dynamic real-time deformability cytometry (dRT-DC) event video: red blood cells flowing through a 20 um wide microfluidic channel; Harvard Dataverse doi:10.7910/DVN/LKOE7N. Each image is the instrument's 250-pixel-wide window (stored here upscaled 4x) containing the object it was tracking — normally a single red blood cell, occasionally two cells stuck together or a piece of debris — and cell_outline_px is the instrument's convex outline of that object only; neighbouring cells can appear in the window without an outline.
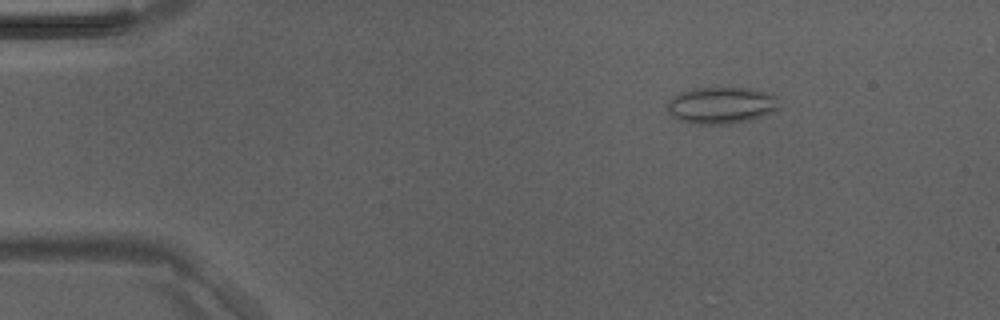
{"species": "Egyptian fruit bat (a non-hibernating species)", "species_latin": "Rousettus aegyptiacus", "temperature_condition": "room temperature", "stored_images_in_passage": 18, "camera_frame_rate_fps": 3000, "um_per_image_px": 0.085, "animal": {"sex": "male"}, "frame": {"image": 1, "passage_image": 3, "time_ms": 0.667, "image_size_px": [1000, 320], "cell_outline_px": [[780, 108], [772, 112], [752, 120], [732, 124], [688, 124], [672, 116], [668, 112], [668, 100], [680, 92], [696, 88], [748, 88], [764, 92], [776, 96]], "centroid_in_image_um": [61.3, 8.97], "position_along_channel_um": 23.7, "area_um2": 24.04}}
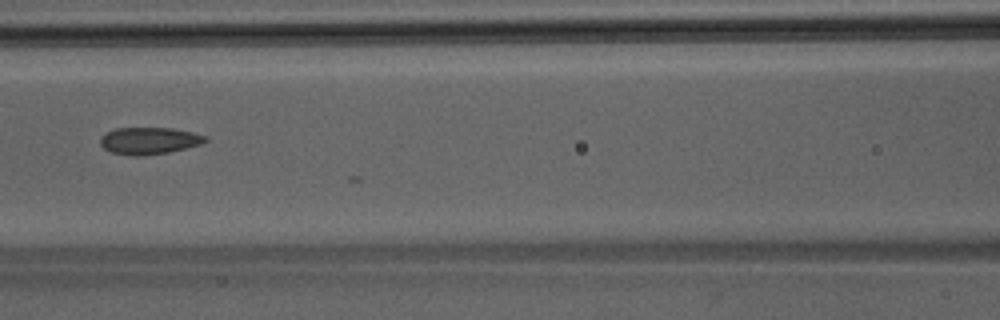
{"frame": {"image": 2, "passage_image": 17, "time_ms": 5.333, "image_size_px": [1000, 320], "cell_outline_px": [[208, 140], [204, 144], [168, 152], [144, 156], [128, 156], [112, 152], [104, 148], [100, 144], [100, 140], [104, 132], [116, 128], [172, 128], [192, 132], [204, 136]], "centroid_in_image_um": [12.66, 11.97], "position_along_channel_um": 153.9, "area_um2": 16.65}}